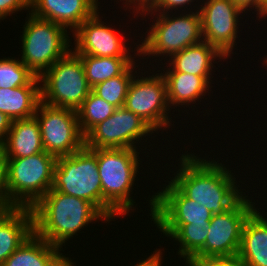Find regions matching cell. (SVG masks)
Returning <instances> with one entry per match:
<instances>
[{"mask_svg": "<svg viewBox=\"0 0 267 266\" xmlns=\"http://www.w3.org/2000/svg\"><path fill=\"white\" fill-rule=\"evenodd\" d=\"M180 160L181 168L171 181L210 213H224L243 197L235 177L222 163L206 161L192 154H182Z\"/></svg>", "mask_w": 267, "mask_h": 266, "instance_id": "cell-1", "label": "cell"}, {"mask_svg": "<svg viewBox=\"0 0 267 266\" xmlns=\"http://www.w3.org/2000/svg\"><path fill=\"white\" fill-rule=\"evenodd\" d=\"M34 233L62 248L82 227L107 217L91 202L52 188L31 208ZM103 218V219H102Z\"/></svg>", "mask_w": 267, "mask_h": 266, "instance_id": "cell-2", "label": "cell"}, {"mask_svg": "<svg viewBox=\"0 0 267 266\" xmlns=\"http://www.w3.org/2000/svg\"><path fill=\"white\" fill-rule=\"evenodd\" d=\"M137 154L131 148L97 149L102 213L109 222L117 215L127 214L135 203L129 196L140 164Z\"/></svg>", "mask_w": 267, "mask_h": 266, "instance_id": "cell-3", "label": "cell"}, {"mask_svg": "<svg viewBox=\"0 0 267 266\" xmlns=\"http://www.w3.org/2000/svg\"><path fill=\"white\" fill-rule=\"evenodd\" d=\"M56 160L45 151L6 158L8 209L32 208L52 188Z\"/></svg>", "mask_w": 267, "mask_h": 266, "instance_id": "cell-4", "label": "cell"}, {"mask_svg": "<svg viewBox=\"0 0 267 266\" xmlns=\"http://www.w3.org/2000/svg\"><path fill=\"white\" fill-rule=\"evenodd\" d=\"M23 27L21 62L40 77L70 49L67 30L52 21L29 13Z\"/></svg>", "mask_w": 267, "mask_h": 266, "instance_id": "cell-5", "label": "cell"}, {"mask_svg": "<svg viewBox=\"0 0 267 266\" xmlns=\"http://www.w3.org/2000/svg\"><path fill=\"white\" fill-rule=\"evenodd\" d=\"M52 189L89 201L102 212L97 149L84 145L75 153L57 158Z\"/></svg>", "mask_w": 267, "mask_h": 266, "instance_id": "cell-6", "label": "cell"}, {"mask_svg": "<svg viewBox=\"0 0 267 266\" xmlns=\"http://www.w3.org/2000/svg\"><path fill=\"white\" fill-rule=\"evenodd\" d=\"M41 101L77 111L92 88L87 82L81 58L72 49L40 77Z\"/></svg>", "mask_w": 267, "mask_h": 266, "instance_id": "cell-7", "label": "cell"}, {"mask_svg": "<svg viewBox=\"0 0 267 266\" xmlns=\"http://www.w3.org/2000/svg\"><path fill=\"white\" fill-rule=\"evenodd\" d=\"M197 11L174 18L167 12L159 13L147 37L140 47L138 45L137 53L145 56L169 54L171 57L188 46L203 41L201 15Z\"/></svg>", "mask_w": 267, "mask_h": 266, "instance_id": "cell-8", "label": "cell"}, {"mask_svg": "<svg viewBox=\"0 0 267 266\" xmlns=\"http://www.w3.org/2000/svg\"><path fill=\"white\" fill-rule=\"evenodd\" d=\"M246 197L243 196L226 212L212 215L205 245L190 261L237 257L243 225L256 209L254 202Z\"/></svg>", "mask_w": 267, "mask_h": 266, "instance_id": "cell-9", "label": "cell"}, {"mask_svg": "<svg viewBox=\"0 0 267 266\" xmlns=\"http://www.w3.org/2000/svg\"><path fill=\"white\" fill-rule=\"evenodd\" d=\"M34 116L39 124L45 152L59 158L75 153L85 145L77 111L40 101Z\"/></svg>", "mask_w": 267, "mask_h": 266, "instance_id": "cell-10", "label": "cell"}, {"mask_svg": "<svg viewBox=\"0 0 267 266\" xmlns=\"http://www.w3.org/2000/svg\"><path fill=\"white\" fill-rule=\"evenodd\" d=\"M153 131L155 130L140 116L123 106L116 108L109 118L98 123L85 135V146L90 149H136L135 141L138 143L139 139L154 133Z\"/></svg>", "mask_w": 267, "mask_h": 266, "instance_id": "cell-11", "label": "cell"}, {"mask_svg": "<svg viewBox=\"0 0 267 266\" xmlns=\"http://www.w3.org/2000/svg\"><path fill=\"white\" fill-rule=\"evenodd\" d=\"M159 74L146 78L142 76L140 79L134 76L124 103L126 109L140 116L155 132L170 126L166 111L171 106L167 100L166 82Z\"/></svg>", "mask_w": 267, "mask_h": 266, "instance_id": "cell-12", "label": "cell"}, {"mask_svg": "<svg viewBox=\"0 0 267 266\" xmlns=\"http://www.w3.org/2000/svg\"><path fill=\"white\" fill-rule=\"evenodd\" d=\"M204 3L199 10L203 41L228 58L235 46L238 17L243 10L232 0H207Z\"/></svg>", "mask_w": 267, "mask_h": 266, "instance_id": "cell-13", "label": "cell"}, {"mask_svg": "<svg viewBox=\"0 0 267 266\" xmlns=\"http://www.w3.org/2000/svg\"><path fill=\"white\" fill-rule=\"evenodd\" d=\"M150 210L155 224H209L212 213L189 199L172 181L152 195Z\"/></svg>", "mask_w": 267, "mask_h": 266, "instance_id": "cell-14", "label": "cell"}, {"mask_svg": "<svg viewBox=\"0 0 267 266\" xmlns=\"http://www.w3.org/2000/svg\"><path fill=\"white\" fill-rule=\"evenodd\" d=\"M97 12L74 31V52L77 55L99 57H131L122 37L120 38L114 29L104 25Z\"/></svg>", "mask_w": 267, "mask_h": 266, "instance_id": "cell-15", "label": "cell"}, {"mask_svg": "<svg viewBox=\"0 0 267 266\" xmlns=\"http://www.w3.org/2000/svg\"><path fill=\"white\" fill-rule=\"evenodd\" d=\"M96 11L91 0H31L30 12L74 32Z\"/></svg>", "mask_w": 267, "mask_h": 266, "instance_id": "cell-16", "label": "cell"}, {"mask_svg": "<svg viewBox=\"0 0 267 266\" xmlns=\"http://www.w3.org/2000/svg\"><path fill=\"white\" fill-rule=\"evenodd\" d=\"M33 232L31 208L0 209V266Z\"/></svg>", "mask_w": 267, "mask_h": 266, "instance_id": "cell-17", "label": "cell"}, {"mask_svg": "<svg viewBox=\"0 0 267 266\" xmlns=\"http://www.w3.org/2000/svg\"><path fill=\"white\" fill-rule=\"evenodd\" d=\"M59 249L33 232L2 266H67L71 261Z\"/></svg>", "mask_w": 267, "mask_h": 266, "instance_id": "cell-18", "label": "cell"}, {"mask_svg": "<svg viewBox=\"0 0 267 266\" xmlns=\"http://www.w3.org/2000/svg\"><path fill=\"white\" fill-rule=\"evenodd\" d=\"M6 158H22L44 152L36 117L14 120L2 145Z\"/></svg>", "mask_w": 267, "mask_h": 266, "instance_id": "cell-19", "label": "cell"}, {"mask_svg": "<svg viewBox=\"0 0 267 266\" xmlns=\"http://www.w3.org/2000/svg\"><path fill=\"white\" fill-rule=\"evenodd\" d=\"M260 213L255 209L242 228L237 257L248 266H267V219Z\"/></svg>", "mask_w": 267, "mask_h": 266, "instance_id": "cell-20", "label": "cell"}, {"mask_svg": "<svg viewBox=\"0 0 267 266\" xmlns=\"http://www.w3.org/2000/svg\"><path fill=\"white\" fill-rule=\"evenodd\" d=\"M216 57L226 59V56L217 48L206 41H201L173 54L171 59L169 58L172 61L169 63V67H173L166 71L188 73L195 76H210V72L213 71L212 61H215Z\"/></svg>", "mask_w": 267, "mask_h": 266, "instance_id": "cell-21", "label": "cell"}, {"mask_svg": "<svg viewBox=\"0 0 267 266\" xmlns=\"http://www.w3.org/2000/svg\"><path fill=\"white\" fill-rule=\"evenodd\" d=\"M161 75L166 82L168 104L177 107V104L194 103L203 94L208 92L210 76H195L182 72H166ZM183 103V104H182Z\"/></svg>", "mask_w": 267, "mask_h": 266, "instance_id": "cell-22", "label": "cell"}, {"mask_svg": "<svg viewBox=\"0 0 267 266\" xmlns=\"http://www.w3.org/2000/svg\"><path fill=\"white\" fill-rule=\"evenodd\" d=\"M40 101V86L0 88V112L11 121L34 117Z\"/></svg>", "mask_w": 267, "mask_h": 266, "instance_id": "cell-23", "label": "cell"}, {"mask_svg": "<svg viewBox=\"0 0 267 266\" xmlns=\"http://www.w3.org/2000/svg\"><path fill=\"white\" fill-rule=\"evenodd\" d=\"M165 236L180 242L178 254L188 263L205 245L209 224H156Z\"/></svg>", "mask_w": 267, "mask_h": 266, "instance_id": "cell-24", "label": "cell"}, {"mask_svg": "<svg viewBox=\"0 0 267 266\" xmlns=\"http://www.w3.org/2000/svg\"><path fill=\"white\" fill-rule=\"evenodd\" d=\"M78 56L82 60L85 76L91 88L112 77L122 75L134 63L133 57Z\"/></svg>", "mask_w": 267, "mask_h": 266, "instance_id": "cell-25", "label": "cell"}, {"mask_svg": "<svg viewBox=\"0 0 267 266\" xmlns=\"http://www.w3.org/2000/svg\"><path fill=\"white\" fill-rule=\"evenodd\" d=\"M115 110V106L91 91L77 110L81 133L85 136L94 126L109 118Z\"/></svg>", "mask_w": 267, "mask_h": 266, "instance_id": "cell-26", "label": "cell"}, {"mask_svg": "<svg viewBox=\"0 0 267 266\" xmlns=\"http://www.w3.org/2000/svg\"><path fill=\"white\" fill-rule=\"evenodd\" d=\"M135 63H133L122 75L112 77L92 87V92L103 98L116 108L123 107L131 81L133 80Z\"/></svg>", "mask_w": 267, "mask_h": 266, "instance_id": "cell-27", "label": "cell"}, {"mask_svg": "<svg viewBox=\"0 0 267 266\" xmlns=\"http://www.w3.org/2000/svg\"><path fill=\"white\" fill-rule=\"evenodd\" d=\"M37 77L21 60L10 58L0 59V88H14L19 86H37Z\"/></svg>", "mask_w": 267, "mask_h": 266, "instance_id": "cell-28", "label": "cell"}, {"mask_svg": "<svg viewBox=\"0 0 267 266\" xmlns=\"http://www.w3.org/2000/svg\"><path fill=\"white\" fill-rule=\"evenodd\" d=\"M30 8L31 0H0V20L16 11L29 10Z\"/></svg>", "mask_w": 267, "mask_h": 266, "instance_id": "cell-29", "label": "cell"}, {"mask_svg": "<svg viewBox=\"0 0 267 266\" xmlns=\"http://www.w3.org/2000/svg\"><path fill=\"white\" fill-rule=\"evenodd\" d=\"M187 264V266H248L245 261L239 259L238 257L189 261Z\"/></svg>", "mask_w": 267, "mask_h": 266, "instance_id": "cell-30", "label": "cell"}, {"mask_svg": "<svg viewBox=\"0 0 267 266\" xmlns=\"http://www.w3.org/2000/svg\"><path fill=\"white\" fill-rule=\"evenodd\" d=\"M0 209H8L6 157L0 148Z\"/></svg>", "mask_w": 267, "mask_h": 266, "instance_id": "cell-31", "label": "cell"}, {"mask_svg": "<svg viewBox=\"0 0 267 266\" xmlns=\"http://www.w3.org/2000/svg\"><path fill=\"white\" fill-rule=\"evenodd\" d=\"M193 1H195V0H158L157 4L149 11V13L150 12L153 13V10H154V12L158 11V12L162 13V11H163V13H164V11H165V13H166V11H167V13H169L168 11L170 9L171 10L175 9V8L178 9L179 7H183V6H185V4H190ZM181 5H183V6H181Z\"/></svg>", "mask_w": 267, "mask_h": 266, "instance_id": "cell-32", "label": "cell"}, {"mask_svg": "<svg viewBox=\"0 0 267 266\" xmlns=\"http://www.w3.org/2000/svg\"><path fill=\"white\" fill-rule=\"evenodd\" d=\"M157 1L158 0H126V2H128L126 4L131 5L134 3L137 14H139L140 10H141L142 13L144 11L147 15V14H149L148 11H150L157 4ZM136 5H138V6L136 7Z\"/></svg>", "mask_w": 267, "mask_h": 266, "instance_id": "cell-33", "label": "cell"}, {"mask_svg": "<svg viewBox=\"0 0 267 266\" xmlns=\"http://www.w3.org/2000/svg\"><path fill=\"white\" fill-rule=\"evenodd\" d=\"M11 123L12 121L4 113L0 112V148L2 147L7 133L11 128Z\"/></svg>", "mask_w": 267, "mask_h": 266, "instance_id": "cell-34", "label": "cell"}, {"mask_svg": "<svg viewBox=\"0 0 267 266\" xmlns=\"http://www.w3.org/2000/svg\"><path fill=\"white\" fill-rule=\"evenodd\" d=\"M235 2L244 12L249 9V7L255 6V12L261 16V0H232Z\"/></svg>", "mask_w": 267, "mask_h": 266, "instance_id": "cell-35", "label": "cell"}, {"mask_svg": "<svg viewBox=\"0 0 267 266\" xmlns=\"http://www.w3.org/2000/svg\"><path fill=\"white\" fill-rule=\"evenodd\" d=\"M162 252L161 251H155L154 254H152L151 256H149L148 258H146V260H142L140 261V263H138L135 266H161V260L162 257L161 256Z\"/></svg>", "mask_w": 267, "mask_h": 266, "instance_id": "cell-36", "label": "cell"}, {"mask_svg": "<svg viewBox=\"0 0 267 266\" xmlns=\"http://www.w3.org/2000/svg\"><path fill=\"white\" fill-rule=\"evenodd\" d=\"M267 15V0H261V17Z\"/></svg>", "mask_w": 267, "mask_h": 266, "instance_id": "cell-37", "label": "cell"}, {"mask_svg": "<svg viewBox=\"0 0 267 266\" xmlns=\"http://www.w3.org/2000/svg\"><path fill=\"white\" fill-rule=\"evenodd\" d=\"M92 1V3H93V5L97 8V9H99L98 8V0H91ZM124 1H126V0H124Z\"/></svg>", "mask_w": 267, "mask_h": 266, "instance_id": "cell-38", "label": "cell"}, {"mask_svg": "<svg viewBox=\"0 0 267 266\" xmlns=\"http://www.w3.org/2000/svg\"><path fill=\"white\" fill-rule=\"evenodd\" d=\"M67 266H74V263L72 262V260Z\"/></svg>", "mask_w": 267, "mask_h": 266, "instance_id": "cell-39", "label": "cell"}]
</instances>
